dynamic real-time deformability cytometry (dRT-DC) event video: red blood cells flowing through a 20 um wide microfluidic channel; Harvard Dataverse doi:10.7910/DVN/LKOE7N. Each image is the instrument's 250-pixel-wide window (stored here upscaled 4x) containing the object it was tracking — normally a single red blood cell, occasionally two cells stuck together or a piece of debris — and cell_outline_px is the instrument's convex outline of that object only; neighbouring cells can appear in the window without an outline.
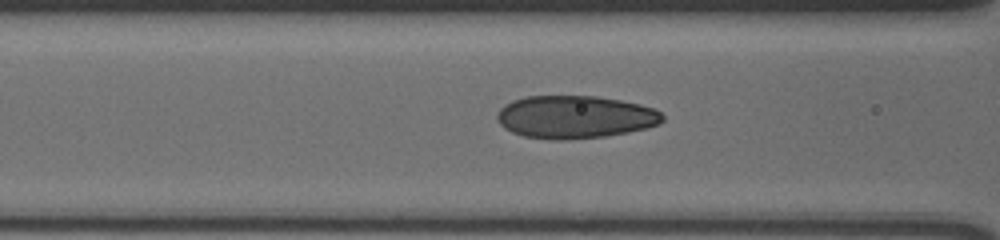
{"species": "human", "species_latin": "Homo sapiens", "temperature_condition": "cold", "stored_images_in_passage": 31, "camera_frame_rate_fps": 3000, "um_per_image_px": 0.085, "donor": {"sex": "male"}, "frame": {"image": 1, "passage_image": 5, "time_ms": 1.333, "image_size_px": [1000, 240], "cell_outline_px": [[664, 120], [660, 124], [648, 128], [628, 132], [604, 136], [568, 140], [552, 140], [524, 136], [512, 132], [504, 128], [496, 120], [496, 112], [504, 104], [512, 100], [524, 96], [596, 96], [620, 100], [640, 104], [652, 108], [660, 112], [664, 116]], "centroid_in_image_um": [48.85, 9.94], "position_along_channel_um": 117.8, "area_um2": 41.62}}
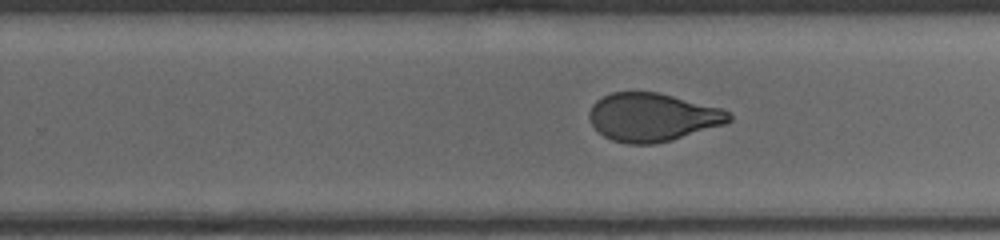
{"frame": {"image": 2, "passage_image": 18, "time_ms": 5.667, "image_size_px": [1000, 240], "cell_outline_px": [[732, 120], [724, 124], [672, 140], [652, 144], [628, 144], [612, 140], [604, 136], [592, 124], [588, 116], [588, 112], [592, 104], [596, 100], [612, 92], [656, 92], [720, 108], [728, 112], [732, 116]], "centroid_in_image_um": [55.43, 9.97], "position_along_channel_um": 274.4, "area_um2": 38.96}}
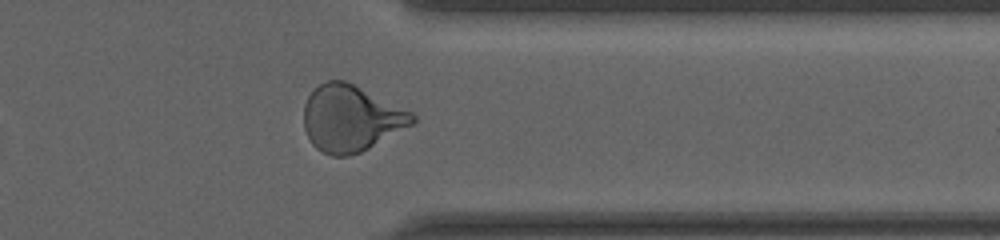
{"frame": {"image": 3, "passage_image": 27, "time_ms": 8.667, "image_size_px": [1000, 240], "cell_outline_px": [[416, 120], [412, 124], [368, 148], [360, 152], [348, 156], [332, 156], [316, 148], [312, 144], [304, 128], [304, 104], [308, 96], [320, 84], [328, 80], [344, 80], [412, 112], [416, 116]], "centroid_in_image_um": [29.8, 10.06], "position_along_channel_um": 381.6, "area_um2": 41.33}}